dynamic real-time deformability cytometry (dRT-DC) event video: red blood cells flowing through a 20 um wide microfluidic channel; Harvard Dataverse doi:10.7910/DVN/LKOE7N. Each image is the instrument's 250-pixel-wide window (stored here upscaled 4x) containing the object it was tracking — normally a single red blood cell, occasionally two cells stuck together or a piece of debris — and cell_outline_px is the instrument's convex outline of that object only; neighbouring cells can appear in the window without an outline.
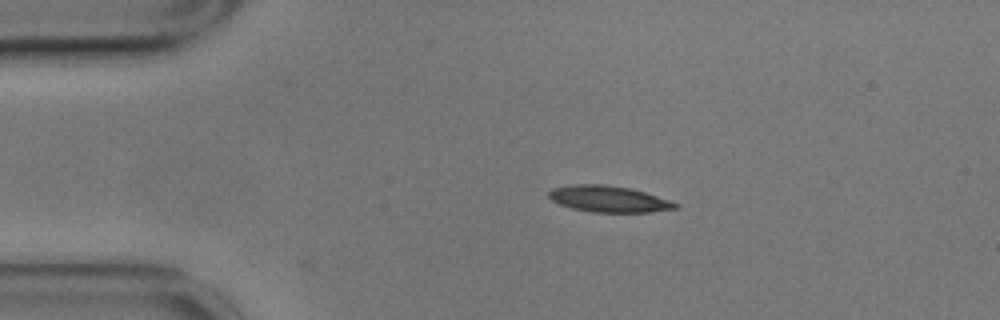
{"species": "common noctule bat (a hibernating species)", "species_latin": "Nyctalus noctula", "temperature_condition": "cold", "stored_images_in_passage": 2, "camera_frame_rate_fps": 3000, "um_per_image_px": 0.085, "animal": {"sex": "male", "body_mass_g": 17.9}, "frame": {"image": 1, "passage_image": 2, "time_ms": 0.333, "image_size_px": [1000, 320], "cell_outline_px": [[680, 204], [676, 208], [648, 212], [592, 212], [572, 208], [560, 204], [552, 200], [548, 196], [548, 192], [552, 188], [572, 184], [604, 184], [628, 188], [644, 192]], "centroid_in_image_um": [51.69, 16.91], "position_along_channel_um": 33.3, "area_um2": 19.19}}